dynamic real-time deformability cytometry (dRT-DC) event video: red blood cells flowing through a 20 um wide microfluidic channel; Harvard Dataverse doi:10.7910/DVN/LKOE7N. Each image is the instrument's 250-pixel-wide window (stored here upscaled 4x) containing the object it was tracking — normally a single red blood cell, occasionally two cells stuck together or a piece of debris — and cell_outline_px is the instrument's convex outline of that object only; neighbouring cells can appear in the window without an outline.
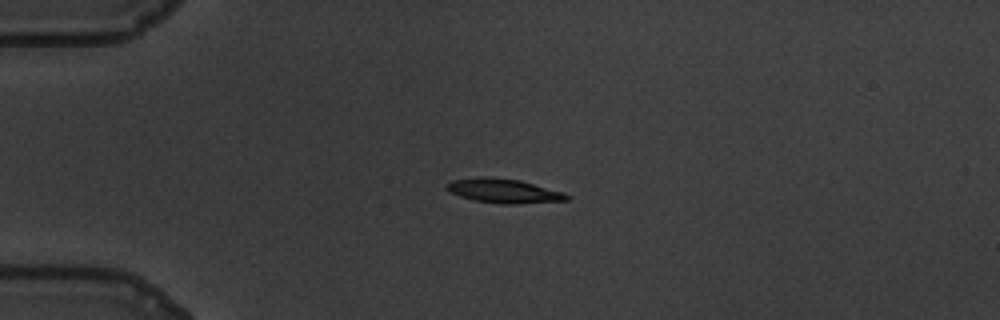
{"species": "common noctule bat (a hibernating species)", "species_latin": "Nyctalus noctula", "temperature_condition": "warm", "stored_images_in_passage": 45, "camera_frame_rate_fps": 3000, "um_per_image_px": 0.085, "animal": {"sex": "male", "body_mass_g": 19.5, "forearm_length_mm": 54.6}, "frame": {"image": 1, "passage_image": 1, "time_ms": 0.0, "image_size_px": [1000, 320], "cell_outline_px": [[572, 196], [568, 200], [516, 204], [500, 204], [472, 200], [460, 196], [444, 188], [452, 180], [476, 176], [488, 176], [520, 180], [564, 192]], "centroid_in_image_um": [42.83, 16.22], "position_along_channel_um": 42.2, "area_um2": 17.17}}
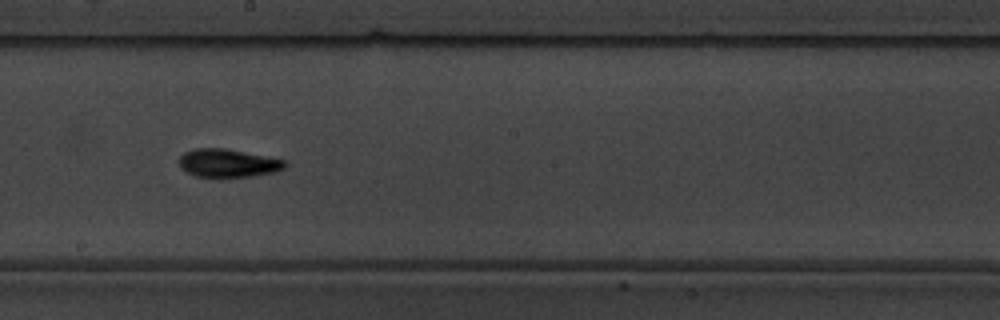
{"frame": {"image": 2, "passage_image": 20, "time_ms": 6.333, "image_size_px": [1000, 320], "cell_outline_px": [[288, 164], [284, 168], [272, 172], [252, 176], [196, 176], [180, 168], [180, 156], [184, 152], [196, 148], [224, 148], [284, 160]], "centroid_in_image_um": [19.35, 13.85], "position_along_channel_um": 228.8, "area_um2": 16.94}}
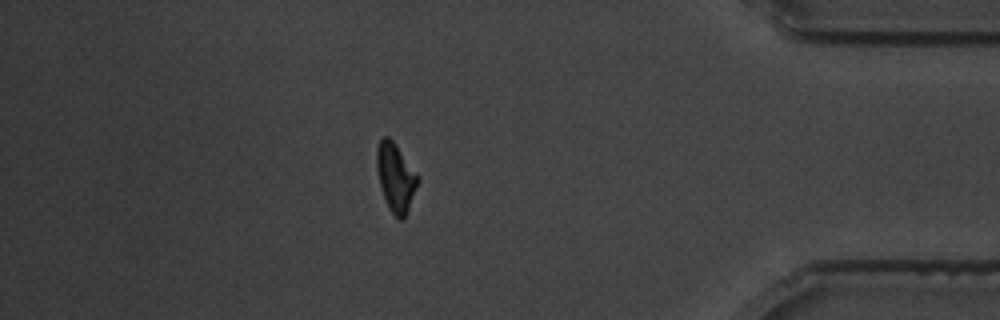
{"frame": {"image": 3, "passage_image": 38, "time_ms": 12.333, "image_size_px": [1000, 320], "cell_outline_px": [[420, 180], [404, 220], [396, 220], [384, 196], [380, 184], [376, 168], [376, 148], [380, 140], [384, 136], [388, 136], [392, 140], [420, 176]], "centroid_in_image_um": [33.65, 15.08], "position_along_channel_um": 401.6, "area_um2": 16.42}, "authors_computed_cell_mechanics": {"area_um2": 16.2996, "velocity_mm_per_s": 3.438, "shape_relaxation_time_tau1_ms": 3.3826, "shape_relaxation_time_tau2_ms": 2.5632, "deformation_change_tau1": 0.1729, "deformation_change_tau2": 0.0963}}